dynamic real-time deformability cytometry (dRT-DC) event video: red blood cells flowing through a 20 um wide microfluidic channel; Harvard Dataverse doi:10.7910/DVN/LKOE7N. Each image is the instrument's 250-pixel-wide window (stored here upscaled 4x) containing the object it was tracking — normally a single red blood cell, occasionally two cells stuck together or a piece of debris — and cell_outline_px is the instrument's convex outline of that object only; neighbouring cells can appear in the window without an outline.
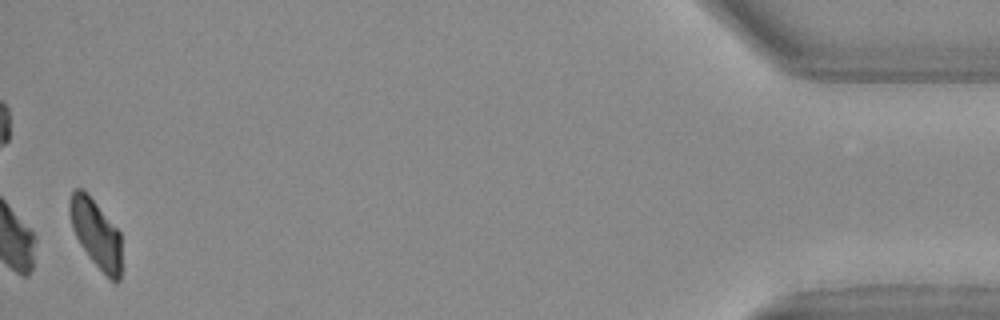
{"species": "Egyptian fruit bat (a non-hibernating species)", "species_latin": "Rousettus aegyptiacus", "temperature_condition": "warm", "stored_images_in_passage": 29, "camera_frame_rate_fps": 3000, "um_per_image_px": 0.085, "animal": {"sex": "female"}, "frame": {"image": 1, "passage_image": 29, "time_ms": 9.333, "image_size_px": [1000, 320], "cell_outline_px": [[120, 280], [116, 284], [92, 260], [80, 244], [72, 228], [68, 208], [68, 200], [72, 192], [76, 188], [84, 188], [120, 232]], "centroid_in_image_um": [8.13, 19.79], "position_along_channel_um": 427.1, "area_um2": 20.46}}